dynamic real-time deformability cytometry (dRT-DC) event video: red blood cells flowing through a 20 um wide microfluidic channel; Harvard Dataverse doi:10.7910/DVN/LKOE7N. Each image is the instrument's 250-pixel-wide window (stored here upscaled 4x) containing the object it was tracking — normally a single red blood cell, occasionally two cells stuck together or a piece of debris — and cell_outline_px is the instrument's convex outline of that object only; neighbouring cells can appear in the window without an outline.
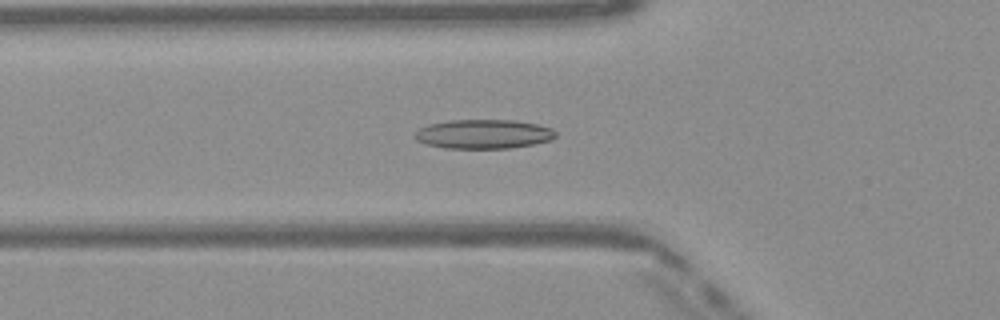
{"species": "Egyptian fruit bat (a non-hibernating species)", "species_latin": "Rousettus aegyptiacus", "temperature_condition": "warm", "stored_images_in_passage": 44, "camera_frame_rate_fps": 3000, "um_per_image_px": 0.085, "frame": {"image": 1, "passage_image": 12, "time_ms": 3.667, "image_size_px": [1000, 320], "cell_outline_px": [[556, 136], [552, 140], [532, 144], [508, 148], [444, 148], [428, 144], [416, 140], [416, 132], [420, 128], [428, 124], [448, 120], [512, 120], [536, 124], [552, 128], [556, 132]], "centroid_in_image_um": [41.11, 11.39], "position_along_channel_um": 84.7, "area_um2": 23.81}}
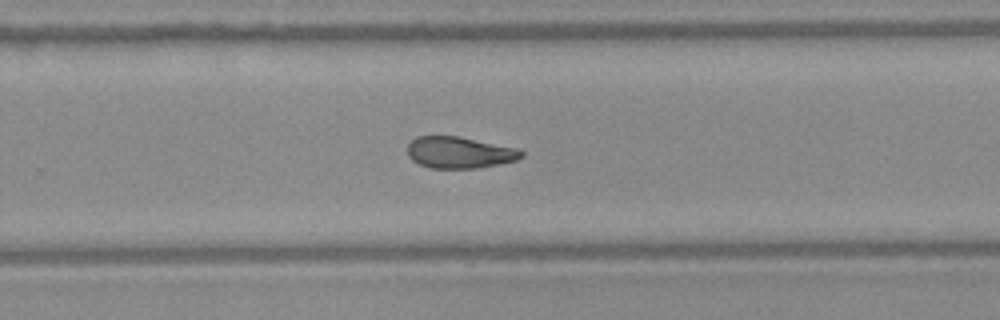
{"frame": {"image": 2, "passage_image": 27, "time_ms": 8.667, "image_size_px": [1000, 320], "cell_outline_px": [[524, 156], [516, 160], [476, 168], [432, 168], [420, 164], [412, 160], [408, 156], [408, 144], [416, 136], [460, 136], [516, 148], [524, 152]], "centroid_in_image_um": [39.04, 12.95], "position_along_channel_um": 290.8, "area_um2": 20.81}}
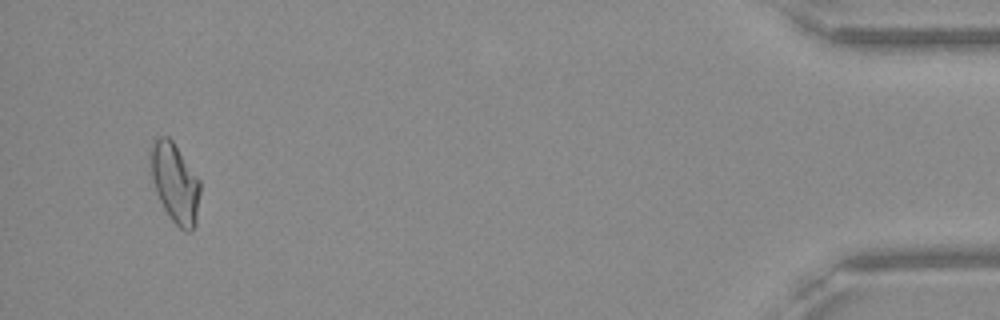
{"frame": {"image": 3, "passage_image": 42, "time_ms": 13.667, "image_size_px": [1000, 320], "cell_outline_px": [[200, 192], [196, 224], [192, 232], [188, 232], [180, 228], [172, 220], [164, 208], [156, 192], [152, 180], [148, 156], [156, 140], [160, 136], [168, 136], [172, 140], [200, 180]], "centroid_in_image_um": [14.88, 15.57], "position_along_channel_um": 420.3, "area_um2": 22.95}, "authors_computed_cell_mechanics": {"area_um2": 22.1085, "velocity_mm_per_s": 4.0973, "shape_relaxation_time_tau1_ms": null, "shape_relaxation_time_tau2_ms": 3.1255, "deformation_change_tau1": null, "deformation_change_tau2": 0.1022}}